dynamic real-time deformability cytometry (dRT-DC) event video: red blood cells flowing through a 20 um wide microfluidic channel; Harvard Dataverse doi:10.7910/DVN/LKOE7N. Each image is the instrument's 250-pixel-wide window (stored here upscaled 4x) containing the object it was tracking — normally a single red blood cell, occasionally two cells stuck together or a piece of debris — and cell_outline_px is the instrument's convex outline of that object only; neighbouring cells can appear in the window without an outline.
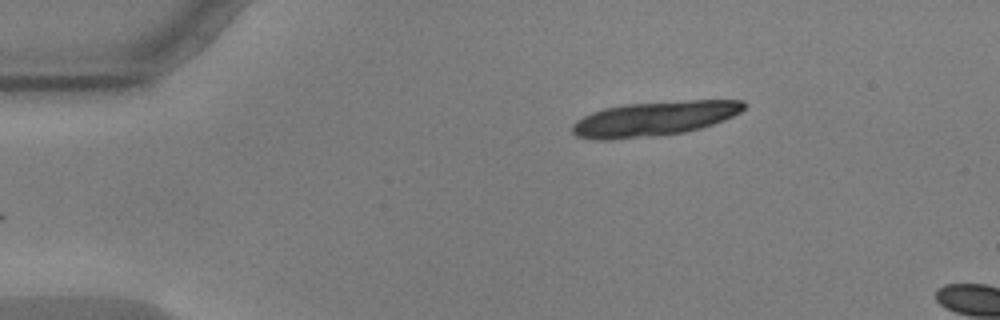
{"species": "common noctule bat (a hibernating species)", "species_latin": "Nyctalus noctula", "temperature_condition": "warm", "stored_images_in_passage": 5, "camera_frame_rate_fps": 3000, "um_per_image_px": 0.085, "animal": {"sex": "male", "body_mass_g": 17.9, "forearm_length_mm": 54.2}, "frame": {"image": 1, "passage_image": 1, "time_ms": 0.0, "image_size_px": [1000, 320], "cell_outline_px": [[748, 104], [740, 112], [724, 120], [700, 128], [684, 132], [652, 136], [608, 140], [596, 140], [576, 136], [572, 132], [572, 124], [576, 120], [592, 112], [604, 108], [624, 104], [692, 100], [744, 100]], "centroid_in_image_um": [55.6, 10.08], "position_along_channel_um": 29.4, "area_um2": 34.56}}